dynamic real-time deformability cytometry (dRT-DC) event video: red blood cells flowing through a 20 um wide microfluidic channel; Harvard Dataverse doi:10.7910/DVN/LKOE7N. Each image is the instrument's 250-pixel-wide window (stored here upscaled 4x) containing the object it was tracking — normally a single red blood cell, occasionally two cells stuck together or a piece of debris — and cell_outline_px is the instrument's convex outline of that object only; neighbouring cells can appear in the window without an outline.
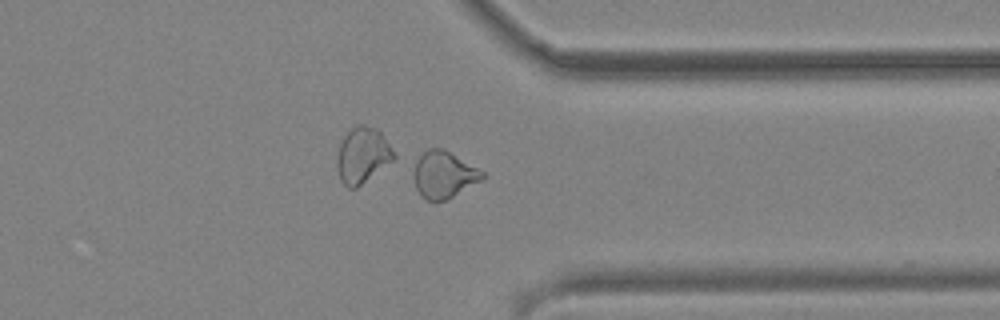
{"species": "common noctule bat (a hibernating species)", "species_latin": "Nyctalus noctula", "temperature_condition": "cold", "stored_images_in_passage": 36, "camera_frame_rate_fps": 3000, "um_per_image_px": 0.085, "animal": {"sex": "male", "body_mass_g": 19.2, "forearm_length_mm": 51.8}, "frame": {"image": 1, "passage_image": 26, "time_ms": 8.333, "image_size_px": [1000, 320], "cell_outline_px": [[484, 176], [480, 180], [452, 196], [444, 200], [428, 200], [420, 196], [416, 188], [412, 176], [412, 172], [416, 160], [428, 148], [444, 148], [484, 172]], "centroid_in_image_um": [37.66, 14.82], "position_along_channel_um": 373.7, "area_um2": 18.5}}